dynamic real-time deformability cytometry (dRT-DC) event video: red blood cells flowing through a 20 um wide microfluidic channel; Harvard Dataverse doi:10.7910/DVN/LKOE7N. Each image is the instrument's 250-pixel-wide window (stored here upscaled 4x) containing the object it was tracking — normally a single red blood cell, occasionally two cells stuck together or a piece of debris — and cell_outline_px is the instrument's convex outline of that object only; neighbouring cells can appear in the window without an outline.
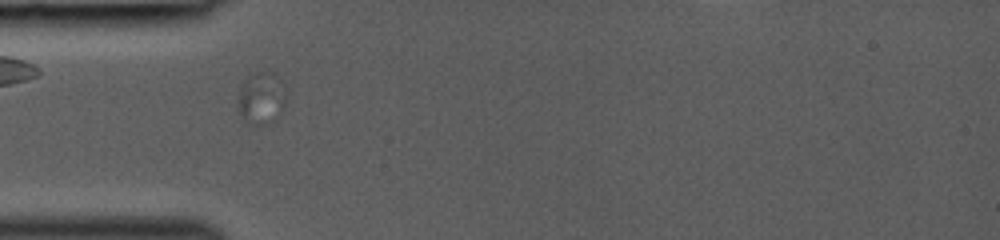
{"species": "common noctule bat (a hibernating species)", "species_latin": "Nyctalus noctula", "temperature_condition": "room temperature", "stored_images_in_passage": 9, "camera_frame_rate_fps": 3000, "um_per_image_px": 0.085, "animal": {"sex": "female", "body_mass_g": 19.0, "forearm_length_mm": 53.3}, "frame": {"image": 1, "passage_image": 3, "time_ms": 0.667, "image_size_px": [1000, 240], "cell_outline_px": [[276, 76], [264, 124], [248, 124], [240, 112], [236, 104], [240, 88], [244, 80], [252, 72], [260, 68], [272, 72]], "centroid_in_image_um": [21.76, 8.17], "position_along_channel_um": 63.2, "area_um2": 11.1}}
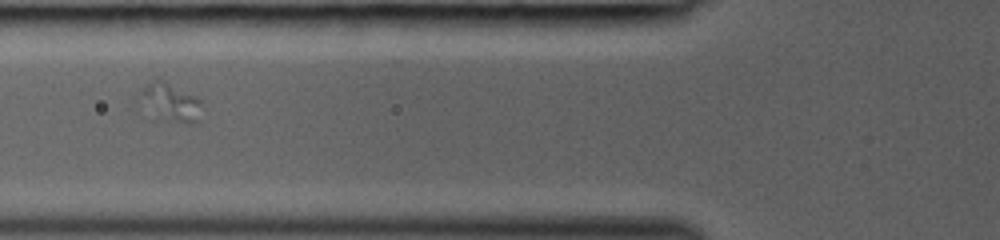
{"frame": {"image": 2, "passage_image": 7, "time_ms": 2.0, "image_size_px": [1000, 240], "cell_outline_px": [[200, 104], [196, 120], [192, 124], [188, 124], [160, 120], [136, 96], [140, 88], [156, 76], [160, 76], [196, 96], [200, 100]], "centroid_in_image_um": [14.4, 8.61], "position_along_channel_um": 111.4, "area_um2": 14.22}}